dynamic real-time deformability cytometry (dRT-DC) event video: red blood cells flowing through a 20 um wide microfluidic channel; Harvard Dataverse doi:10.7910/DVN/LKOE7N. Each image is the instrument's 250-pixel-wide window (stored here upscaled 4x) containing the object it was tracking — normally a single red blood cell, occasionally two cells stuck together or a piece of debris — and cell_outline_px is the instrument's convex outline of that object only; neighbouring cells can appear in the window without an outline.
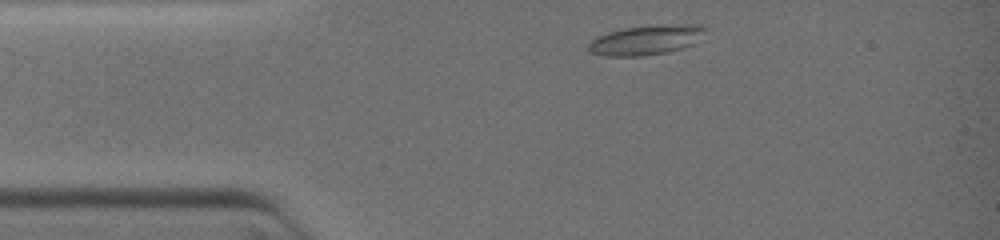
{"species": "common noctule bat (a hibernating species)", "species_latin": "Nyctalus noctula", "temperature_condition": "warm", "stored_images_in_passage": 4, "camera_frame_rate_fps": 3000, "um_per_image_px": 0.085, "animal": {"sex": "female", "body_mass_g": 19.0, "forearm_length_mm": 51.5}, "frame": {"image": 1, "passage_image": 2, "time_ms": 0.333, "image_size_px": [1000, 240], "cell_outline_px": [[712, 28], [696, 44], [684, 48], [668, 52], [644, 56], [604, 56], [588, 52], [588, 44], [596, 36], [608, 32], [624, 28], [660, 24], [700, 24]], "centroid_in_image_um": [55.03, 3.39], "position_along_channel_um": 30.0, "area_um2": 21.04}}